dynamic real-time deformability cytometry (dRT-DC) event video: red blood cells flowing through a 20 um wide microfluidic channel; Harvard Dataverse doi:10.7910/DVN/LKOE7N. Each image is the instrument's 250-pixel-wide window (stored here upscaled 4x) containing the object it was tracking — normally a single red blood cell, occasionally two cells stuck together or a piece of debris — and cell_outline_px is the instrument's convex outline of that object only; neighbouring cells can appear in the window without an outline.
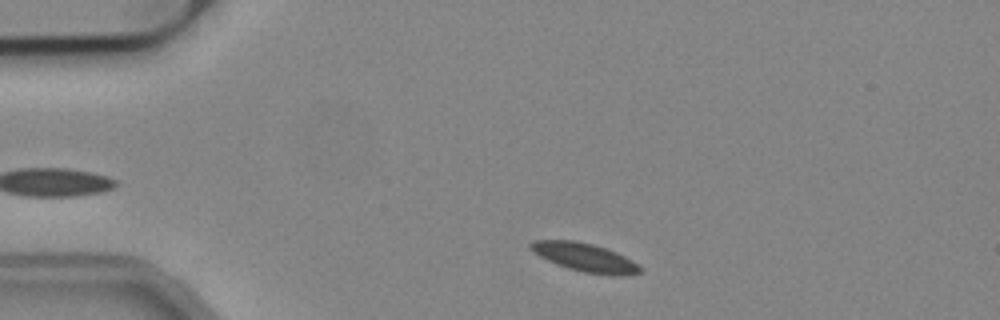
{"species": "common noctule bat (a hibernating species)", "species_latin": "Nyctalus noctula", "temperature_condition": "cold", "stored_images_in_passage": 40, "camera_frame_rate_fps": 3000, "um_per_image_px": 0.085, "animal": {"sex": "male", "body_mass_g": 19.2, "forearm_length_mm": 51.8}, "frame": {"image": 1, "passage_image": 4, "time_ms": 1.0, "image_size_px": [1000, 320], "cell_outline_px": [[644, 272], [624, 276], [612, 276], [584, 272], [568, 268], [556, 264], [540, 256], [528, 248], [528, 244], [532, 240], [572, 240], [592, 244], [616, 252], [632, 260], [644, 268]], "centroid_in_image_um": [49.75, 21.89], "position_along_channel_um": 35.3, "area_um2": 18.32}}
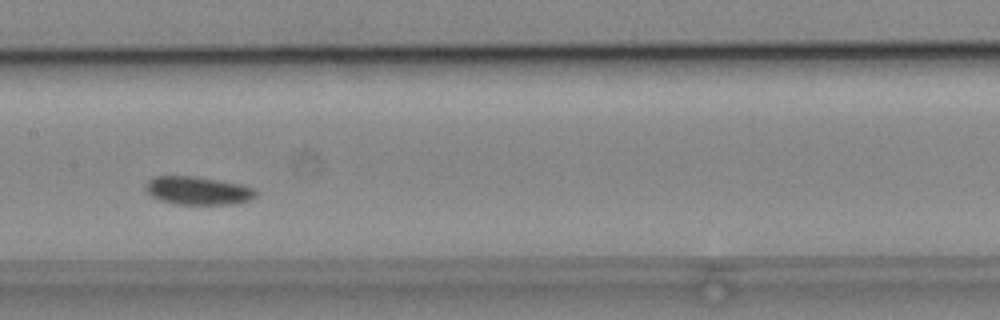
{"frame": {"image": 2, "passage_image": 20, "time_ms": 6.333, "image_size_px": [1000, 320], "cell_outline_px": [[256, 196], [248, 200], [232, 204], [176, 204], [160, 200], [152, 196], [144, 188], [144, 184], [152, 176], [196, 176], [240, 184], [252, 188], [256, 192]], "centroid_in_image_um": [16.76, 16.19], "position_along_channel_um": 190.6, "area_um2": 18.03}}
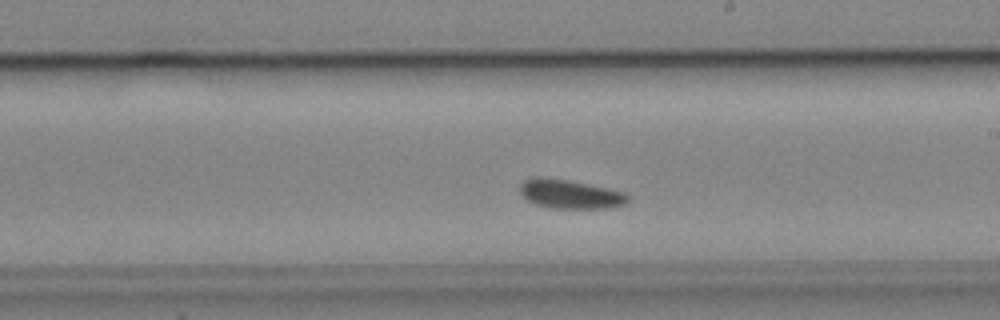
{"frame": {"image": 3, "passage_image": 24, "time_ms": 7.667, "image_size_px": [1000, 320], "cell_outline_px": [[628, 200], [624, 204], [608, 208], [548, 208], [536, 204], [528, 200], [520, 192], [520, 184], [524, 180], [536, 176], [540, 176], [568, 180], [624, 192], [628, 196]], "centroid_in_image_um": [48.42, 16.49], "position_along_channel_um": 240.6, "area_um2": 18.03}}